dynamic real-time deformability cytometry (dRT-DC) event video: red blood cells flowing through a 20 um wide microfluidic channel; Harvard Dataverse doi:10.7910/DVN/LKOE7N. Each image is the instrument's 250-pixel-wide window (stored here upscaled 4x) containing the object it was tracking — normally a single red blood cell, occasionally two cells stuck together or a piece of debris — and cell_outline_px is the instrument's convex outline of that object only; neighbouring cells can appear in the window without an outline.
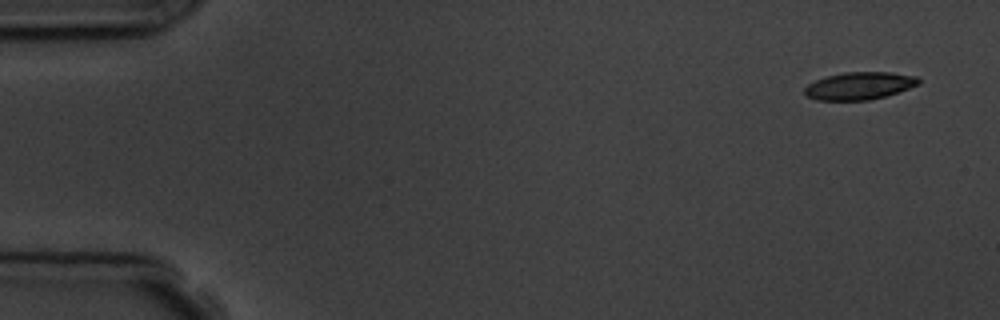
{"species": "common noctule bat (a hibernating species)", "species_latin": "Nyctalus noctula", "temperature_condition": "room temperature", "stored_images_in_passage": 4, "camera_frame_rate_fps": 3000, "um_per_image_px": 0.085, "animal": {"sex": "male", "body_mass_g": 19.5, "forearm_length_mm": 54.6}, "frame": {"image": 1, "passage_image": 1, "time_ms": 0.0, "image_size_px": [1000, 320], "cell_outline_px": [[920, 84], [884, 96], [868, 100], [816, 100], [808, 96], [804, 92], [804, 88], [808, 84], [816, 80], [828, 76], [844, 72], [892, 72], [916, 76], [920, 80]], "centroid_in_image_um": [73.05, 7.29], "position_along_channel_um": 12.0, "area_um2": 18.09}}
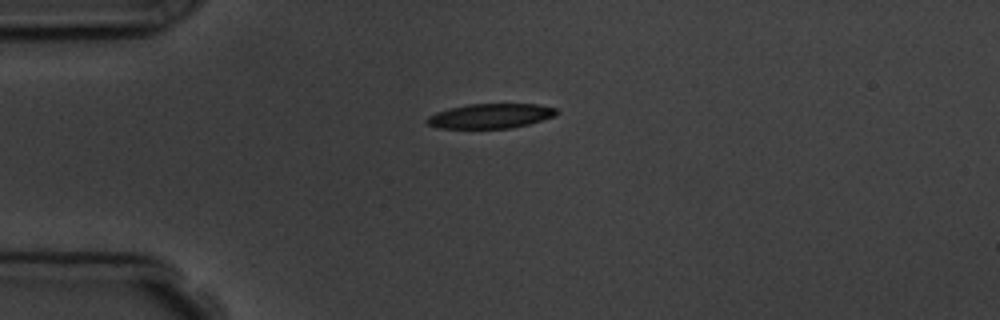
{"frame": {"image": 2, "passage_image": 4, "time_ms": 3.667, "image_size_px": [1000, 320], "cell_outline_px": [[560, 112], [556, 116], [528, 124], [512, 128], [440, 128], [428, 124], [424, 120], [428, 116], [436, 112], [468, 104], [536, 104], [556, 108]], "centroid_in_image_um": [41.72, 9.86], "position_along_channel_um": 43.3, "area_um2": 18.61}}